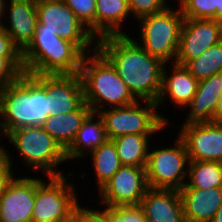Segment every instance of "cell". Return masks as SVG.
Instances as JSON below:
<instances>
[{
    "label": "cell",
    "mask_w": 222,
    "mask_h": 222,
    "mask_svg": "<svg viewBox=\"0 0 222 222\" xmlns=\"http://www.w3.org/2000/svg\"><path fill=\"white\" fill-rule=\"evenodd\" d=\"M96 49L113 65L136 99L157 102L166 66L161 60L126 34L103 37L97 40Z\"/></svg>",
    "instance_id": "cell-1"
},
{
    "label": "cell",
    "mask_w": 222,
    "mask_h": 222,
    "mask_svg": "<svg viewBox=\"0 0 222 222\" xmlns=\"http://www.w3.org/2000/svg\"><path fill=\"white\" fill-rule=\"evenodd\" d=\"M0 129L4 135L22 127L41 126L48 115L45 89L29 74L0 88Z\"/></svg>",
    "instance_id": "cell-2"
},
{
    "label": "cell",
    "mask_w": 222,
    "mask_h": 222,
    "mask_svg": "<svg viewBox=\"0 0 222 222\" xmlns=\"http://www.w3.org/2000/svg\"><path fill=\"white\" fill-rule=\"evenodd\" d=\"M84 53L73 43L50 30H35L34 37L21 52L24 73L79 74Z\"/></svg>",
    "instance_id": "cell-3"
},
{
    "label": "cell",
    "mask_w": 222,
    "mask_h": 222,
    "mask_svg": "<svg viewBox=\"0 0 222 222\" xmlns=\"http://www.w3.org/2000/svg\"><path fill=\"white\" fill-rule=\"evenodd\" d=\"M87 57L86 54L83 57L79 74L83 83L84 101L92 112L101 111L105 102L121 107L137 101L113 65L97 49L93 57Z\"/></svg>",
    "instance_id": "cell-4"
},
{
    "label": "cell",
    "mask_w": 222,
    "mask_h": 222,
    "mask_svg": "<svg viewBox=\"0 0 222 222\" xmlns=\"http://www.w3.org/2000/svg\"><path fill=\"white\" fill-rule=\"evenodd\" d=\"M142 23L139 45L151 56L164 64L177 56L181 26L184 20L181 9L171 10L167 7L159 13L139 18Z\"/></svg>",
    "instance_id": "cell-5"
},
{
    "label": "cell",
    "mask_w": 222,
    "mask_h": 222,
    "mask_svg": "<svg viewBox=\"0 0 222 222\" xmlns=\"http://www.w3.org/2000/svg\"><path fill=\"white\" fill-rule=\"evenodd\" d=\"M6 136L33 169H42L49 177L62 175L53 169L67 160L65 150L42 126L18 128Z\"/></svg>",
    "instance_id": "cell-6"
},
{
    "label": "cell",
    "mask_w": 222,
    "mask_h": 222,
    "mask_svg": "<svg viewBox=\"0 0 222 222\" xmlns=\"http://www.w3.org/2000/svg\"><path fill=\"white\" fill-rule=\"evenodd\" d=\"M145 107H139L138 100L130 105L97 112L103 120L109 140L126 134L150 135L162 130L168 119L158 115L157 104L144 100Z\"/></svg>",
    "instance_id": "cell-7"
},
{
    "label": "cell",
    "mask_w": 222,
    "mask_h": 222,
    "mask_svg": "<svg viewBox=\"0 0 222 222\" xmlns=\"http://www.w3.org/2000/svg\"><path fill=\"white\" fill-rule=\"evenodd\" d=\"M49 184L36 179L31 222H63L78 206L73 184L67 178L50 176Z\"/></svg>",
    "instance_id": "cell-8"
},
{
    "label": "cell",
    "mask_w": 222,
    "mask_h": 222,
    "mask_svg": "<svg viewBox=\"0 0 222 222\" xmlns=\"http://www.w3.org/2000/svg\"><path fill=\"white\" fill-rule=\"evenodd\" d=\"M175 146L149 152L145 167L149 188L180 190L186 184L183 178L188 175V169L184 168L190 160L180 136Z\"/></svg>",
    "instance_id": "cell-9"
},
{
    "label": "cell",
    "mask_w": 222,
    "mask_h": 222,
    "mask_svg": "<svg viewBox=\"0 0 222 222\" xmlns=\"http://www.w3.org/2000/svg\"><path fill=\"white\" fill-rule=\"evenodd\" d=\"M36 10V30L55 32L60 38L73 42L84 54L92 45L95 38L62 0H36Z\"/></svg>",
    "instance_id": "cell-10"
},
{
    "label": "cell",
    "mask_w": 222,
    "mask_h": 222,
    "mask_svg": "<svg viewBox=\"0 0 222 222\" xmlns=\"http://www.w3.org/2000/svg\"><path fill=\"white\" fill-rule=\"evenodd\" d=\"M99 189L102 203L108 207L140 205L149 189L145 167L122 165Z\"/></svg>",
    "instance_id": "cell-11"
},
{
    "label": "cell",
    "mask_w": 222,
    "mask_h": 222,
    "mask_svg": "<svg viewBox=\"0 0 222 222\" xmlns=\"http://www.w3.org/2000/svg\"><path fill=\"white\" fill-rule=\"evenodd\" d=\"M31 76L46 91L49 116L73 112L85 102L80 74H39Z\"/></svg>",
    "instance_id": "cell-12"
},
{
    "label": "cell",
    "mask_w": 222,
    "mask_h": 222,
    "mask_svg": "<svg viewBox=\"0 0 222 222\" xmlns=\"http://www.w3.org/2000/svg\"><path fill=\"white\" fill-rule=\"evenodd\" d=\"M222 40L221 21L184 18L175 62L185 65Z\"/></svg>",
    "instance_id": "cell-13"
},
{
    "label": "cell",
    "mask_w": 222,
    "mask_h": 222,
    "mask_svg": "<svg viewBox=\"0 0 222 222\" xmlns=\"http://www.w3.org/2000/svg\"><path fill=\"white\" fill-rule=\"evenodd\" d=\"M179 136L186 144L190 161L222 163V123L185 124Z\"/></svg>",
    "instance_id": "cell-14"
},
{
    "label": "cell",
    "mask_w": 222,
    "mask_h": 222,
    "mask_svg": "<svg viewBox=\"0 0 222 222\" xmlns=\"http://www.w3.org/2000/svg\"><path fill=\"white\" fill-rule=\"evenodd\" d=\"M36 179L14 177L0 196V222H31Z\"/></svg>",
    "instance_id": "cell-15"
},
{
    "label": "cell",
    "mask_w": 222,
    "mask_h": 222,
    "mask_svg": "<svg viewBox=\"0 0 222 222\" xmlns=\"http://www.w3.org/2000/svg\"><path fill=\"white\" fill-rule=\"evenodd\" d=\"M140 206L147 222H185L179 190L149 188Z\"/></svg>",
    "instance_id": "cell-16"
},
{
    "label": "cell",
    "mask_w": 222,
    "mask_h": 222,
    "mask_svg": "<svg viewBox=\"0 0 222 222\" xmlns=\"http://www.w3.org/2000/svg\"><path fill=\"white\" fill-rule=\"evenodd\" d=\"M179 192L185 222H211L222 203V187L203 190L185 184Z\"/></svg>",
    "instance_id": "cell-17"
},
{
    "label": "cell",
    "mask_w": 222,
    "mask_h": 222,
    "mask_svg": "<svg viewBox=\"0 0 222 222\" xmlns=\"http://www.w3.org/2000/svg\"><path fill=\"white\" fill-rule=\"evenodd\" d=\"M10 27L0 25L22 52L32 41L38 23L36 0H10Z\"/></svg>",
    "instance_id": "cell-18"
},
{
    "label": "cell",
    "mask_w": 222,
    "mask_h": 222,
    "mask_svg": "<svg viewBox=\"0 0 222 222\" xmlns=\"http://www.w3.org/2000/svg\"><path fill=\"white\" fill-rule=\"evenodd\" d=\"M222 93V72L198 81L194 98L188 104L190 112L184 124L213 122L218 97Z\"/></svg>",
    "instance_id": "cell-19"
},
{
    "label": "cell",
    "mask_w": 222,
    "mask_h": 222,
    "mask_svg": "<svg viewBox=\"0 0 222 222\" xmlns=\"http://www.w3.org/2000/svg\"><path fill=\"white\" fill-rule=\"evenodd\" d=\"M173 74L167 76V72L163 67L162 71V88L160 96L156 102L157 106H160L161 102H164V96L168 94L176 105L187 106L194 98L198 80L188 71L184 65L173 64ZM168 93V94H167Z\"/></svg>",
    "instance_id": "cell-20"
},
{
    "label": "cell",
    "mask_w": 222,
    "mask_h": 222,
    "mask_svg": "<svg viewBox=\"0 0 222 222\" xmlns=\"http://www.w3.org/2000/svg\"><path fill=\"white\" fill-rule=\"evenodd\" d=\"M91 112L92 109L84 102L73 112L47 117L41 126L66 150Z\"/></svg>",
    "instance_id": "cell-21"
},
{
    "label": "cell",
    "mask_w": 222,
    "mask_h": 222,
    "mask_svg": "<svg viewBox=\"0 0 222 222\" xmlns=\"http://www.w3.org/2000/svg\"><path fill=\"white\" fill-rule=\"evenodd\" d=\"M128 14H130L128 0H96L97 40L110 35H125L119 31V28Z\"/></svg>",
    "instance_id": "cell-22"
},
{
    "label": "cell",
    "mask_w": 222,
    "mask_h": 222,
    "mask_svg": "<svg viewBox=\"0 0 222 222\" xmlns=\"http://www.w3.org/2000/svg\"><path fill=\"white\" fill-rule=\"evenodd\" d=\"M95 112H91L83 121L81 128L78 130L77 135L72 144L65 150L66 159L80 158L87 154L83 149L93 151L101 144L108 140L104 123L101 116L97 115L98 119L93 123ZM82 148V149H81ZM86 152V153H84Z\"/></svg>",
    "instance_id": "cell-23"
},
{
    "label": "cell",
    "mask_w": 222,
    "mask_h": 222,
    "mask_svg": "<svg viewBox=\"0 0 222 222\" xmlns=\"http://www.w3.org/2000/svg\"><path fill=\"white\" fill-rule=\"evenodd\" d=\"M148 136L126 134L111 139L116 146L121 165L146 167L149 154Z\"/></svg>",
    "instance_id": "cell-24"
},
{
    "label": "cell",
    "mask_w": 222,
    "mask_h": 222,
    "mask_svg": "<svg viewBox=\"0 0 222 222\" xmlns=\"http://www.w3.org/2000/svg\"><path fill=\"white\" fill-rule=\"evenodd\" d=\"M98 185L101 188L122 166L112 140H107L90 152Z\"/></svg>",
    "instance_id": "cell-25"
},
{
    "label": "cell",
    "mask_w": 222,
    "mask_h": 222,
    "mask_svg": "<svg viewBox=\"0 0 222 222\" xmlns=\"http://www.w3.org/2000/svg\"><path fill=\"white\" fill-rule=\"evenodd\" d=\"M190 188L209 189L222 187V163L212 161H189Z\"/></svg>",
    "instance_id": "cell-26"
},
{
    "label": "cell",
    "mask_w": 222,
    "mask_h": 222,
    "mask_svg": "<svg viewBox=\"0 0 222 222\" xmlns=\"http://www.w3.org/2000/svg\"><path fill=\"white\" fill-rule=\"evenodd\" d=\"M184 66L198 81L222 72V40Z\"/></svg>",
    "instance_id": "cell-27"
},
{
    "label": "cell",
    "mask_w": 222,
    "mask_h": 222,
    "mask_svg": "<svg viewBox=\"0 0 222 222\" xmlns=\"http://www.w3.org/2000/svg\"><path fill=\"white\" fill-rule=\"evenodd\" d=\"M219 0H180V9L187 19L216 20V9Z\"/></svg>",
    "instance_id": "cell-28"
},
{
    "label": "cell",
    "mask_w": 222,
    "mask_h": 222,
    "mask_svg": "<svg viewBox=\"0 0 222 222\" xmlns=\"http://www.w3.org/2000/svg\"><path fill=\"white\" fill-rule=\"evenodd\" d=\"M76 15L78 20L84 25L90 34L96 37L95 34V15H96V0H62Z\"/></svg>",
    "instance_id": "cell-29"
},
{
    "label": "cell",
    "mask_w": 222,
    "mask_h": 222,
    "mask_svg": "<svg viewBox=\"0 0 222 222\" xmlns=\"http://www.w3.org/2000/svg\"><path fill=\"white\" fill-rule=\"evenodd\" d=\"M23 73L21 57H0V88L14 82Z\"/></svg>",
    "instance_id": "cell-30"
},
{
    "label": "cell",
    "mask_w": 222,
    "mask_h": 222,
    "mask_svg": "<svg viewBox=\"0 0 222 222\" xmlns=\"http://www.w3.org/2000/svg\"><path fill=\"white\" fill-rule=\"evenodd\" d=\"M113 217V222H147L140 205H121L105 208Z\"/></svg>",
    "instance_id": "cell-31"
},
{
    "label": "cell",
    "mask_w": 222,
    "mask_h": 222,
    "mask_svg": "<svg viewBox=\"0 0 222 222\" xmlns=\"http://www.w3.org/2000/svg\"><path fill=\"white\" fill-rule=\"evenodd\" d=\"M165 0H128L130 13L138 18L165 10Z\"/></svg>",
    "instance_id": "cell-32"
},
{
    "label": "cell",
    "mask_w": 222,
    "mask_h": 222,
    "mask_svg": "<svg viewBox=\"0 0 222 222\" xmlns=\"http://www.w3.org/2000/svg\"><path fill=\"white\" fill-rule=\"evenodd\" d=\"M0 57H21L20 50L12 43L10 36L0 25Z\"/></svg>",
    "instance_id": "cell-33"
},
{
    "label": "cell",
    "mask_w": 222,
    "mask_h": 222,
    "mask_svg": "<svg viewBox=\"0 0 222 222\" xmlns=\"http://www.w3.org/2000/svg\"><path fill=\"white\" fill-rule=\"evenodd\" d=\"M10 162L8 153L5 156H0V196L5 190L6 185L13 178Z\"/></svg>",
    "instance_id": "cell-34"
},
{
    "label": "cell",
    "mask_w": 222,
    "mask_h": 222,
    "mask_svg": "<svg viewBox=\"0 0 222 222\" xmlns=\"http://www.w3.org/2000/svg\"><path fill=\"white\" fill-rule=\"evenodd\" d=\"M63 222H90V210L78 205Z\"/></svg>",
    "instance_id": "cell-35"
},
{
    "label": "cell",
    "mask_w": 222,
    "mask_h": 222,
    "mask_svg": "<svg viewBox=\"0 0 222 222\" xmlns=\"http://www.w3.org/2000/svg\"><path fill=\"white\" fill-rule=\"evenodd\" d=\"M90 222H113V217L106 209L102 212L90 210Z\"/></svg>",
    "instance_id": "cell-36"
},
{
    "label": "cell",
    "mask_w": 222,
    "mask_h": 222,
    "mask_svg": "<svg viewBox=\"0 0 222 222\" xmlns=\"http://www.w3.org/2000/svg\"><path fill=\"white\" fill-rule=\"evenodd\" d=\"M213 122L222 123V93L218 97V103L214 112Z\"/></svg>",
    "instance_id": "cell-37"
},
{
    "label": "cell",
    "mask_w": 222,
    "mask_h": 222,
    "mask_svg": "<svg viewBox=\"0 0 222 222\" xmlns=\"http://www.w3.org/2000/svg\"><path fill=\"white\" fill-rule=\"evenodd\" d=\"M211 222H222V203L220 204L217 212L214 215V218Z\"/></svg>",
    "instance_id": "cell-38"
},
{
    "label": "cell",
    "mask_w": 222,
    "mask_h": 222,
    "mask_svg": "<svg viewBox=\"0 0 222 222\" xmlns=\"http://www.w3.org/2000/svg\"><path fill=\"white\" fill-rule=\"evenodd\" d=\"M216 20L222 21V0H219V7L216 9Z\"/></svg>",
    "instance_id": "cell-39"
},
{
    "label": "cell",
    "mask_w": 222,
    "mask_h": 222,
    "mask_svg": "<svg viewBox=\"0 0 222 222\" xmlns=\"http://www.w3.org/2000/svg\"><path fill=\"white\" fill-rule=\"evenodd\" d=\"M4 8H5V1L0 0V24H1V18L3 16L4 10H5Z\"/></svg>",
    "instance_id": "cell-40"
},
{
    "label": "cell",
    "mask_w": 222,
    "mask_h": 222,
    "mask_svg": "<svg viewBox=\"0 0 222 222\" xmlns=\"http://www.w3.org/2000/svg\"><path fill=\"white\" fill-rule=\"evenodd\" d=\"M6 153L7 152L3 148H0V156H5Z\"/></svg>",
    "instance_id": "cell-41"
}]
</instances>
